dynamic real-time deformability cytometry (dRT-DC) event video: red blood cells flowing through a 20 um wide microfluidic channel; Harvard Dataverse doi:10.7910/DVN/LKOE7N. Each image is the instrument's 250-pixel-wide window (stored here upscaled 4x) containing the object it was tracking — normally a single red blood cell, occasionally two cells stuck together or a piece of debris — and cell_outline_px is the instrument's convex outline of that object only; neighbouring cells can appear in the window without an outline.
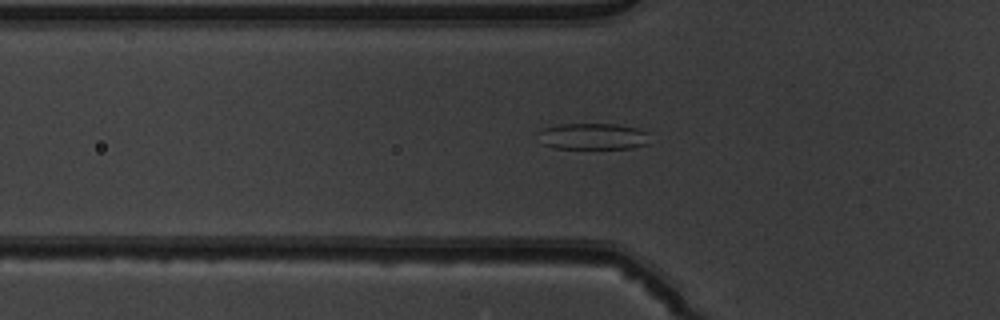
{"species": "common noctule bat (a hibernating species)", "species_latin": "Nyctalus noctula", "temperature_condition": "warm", "stored_images_in_passage": 50, "camera_frame_rate_fps": 3000, "um_per_image_px": 0.085, "animal": {"sex": "male", "body_mass_g": 19.5, "forearm_length_mm": 54.6}, "frame": {"image": 1, "passage_image": 18, "time_ms": 5.667, "image_size_px": [1000, 320], "cell_outline_px": [[648, 144], [632, 148], [552, 148], [544, 144], [536, 132], [544, 128], [560, 124], [616, 124], [636, 128], [648, 132]], "centroid_in_image_um": [50.39, 11.59], "position_along_channel_um": 75.4, "area_um2": 17.11}}
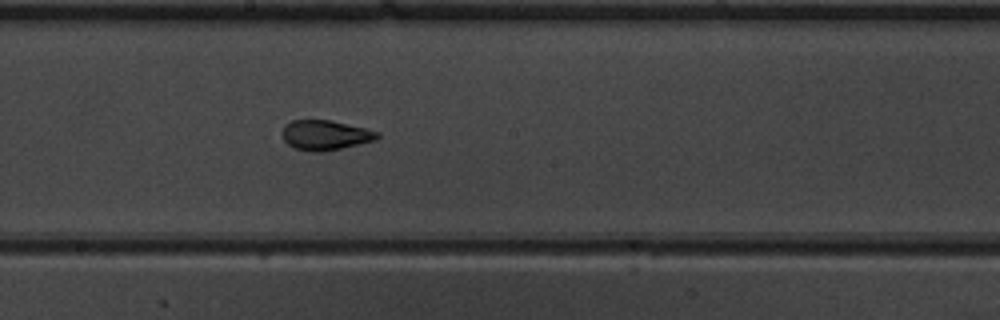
{"frame": {"image": 2, "passage_image": 29, "time_ms": 9.333, "image_size_px": [1000, 320], "cell_outline_px": [[380, 136], [376, 140], [324, 152], [312, 152], [296, 148], [288, 144], [284, 140], [280, 132], [284, 124], [292, 120], [332, 120], [380, 132]], "centroid_in_image_um": [27.62, 11.48], "position_along_channel_um": 220.6, "area_um2": 16.7}}
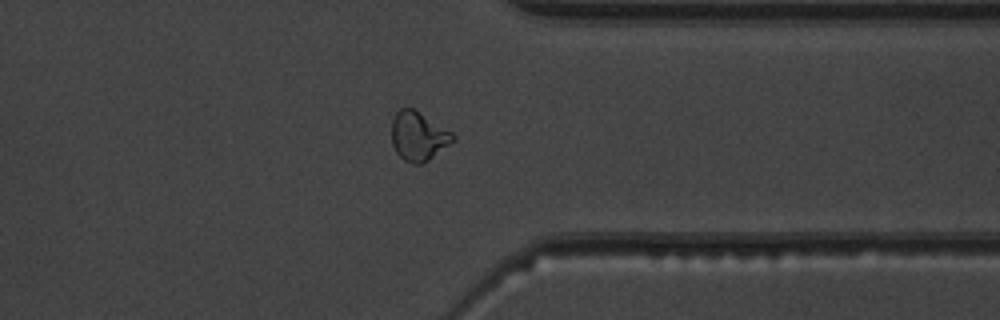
{"frame": {"image": 3, "passage_image": 41, "time_ms": 13.333, "image_size_px": [1000, 320], "cell_outline_px": [[456, 140], [428, 160], [420, 164], [412, 164], [404, 160], [396, 152], [392, 144], [392, 120], [396, 112], [400, 108], [412, 108], [452, 132], [456, 136]], "centroid_in_image_um": [35.56, 11.59], "position_along_channel_um": 375.8, "area_um2": 17.4}}